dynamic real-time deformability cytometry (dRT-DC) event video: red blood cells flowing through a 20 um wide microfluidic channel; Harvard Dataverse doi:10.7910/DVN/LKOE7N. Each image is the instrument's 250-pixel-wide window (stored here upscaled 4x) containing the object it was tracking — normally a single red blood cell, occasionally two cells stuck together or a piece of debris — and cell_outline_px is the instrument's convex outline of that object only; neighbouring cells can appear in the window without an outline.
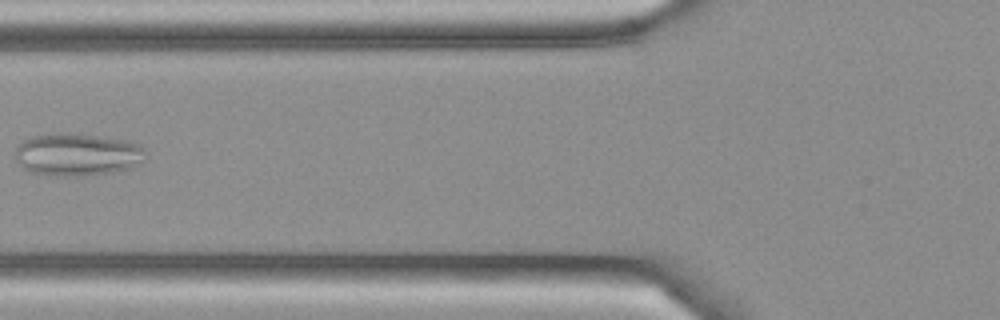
{"species": "Egyptian fruit bat (a non-hibernating species)", "species_latin": "Rousettus aegyptiacus", "temperature_condition": "cold", "stored_images_in_passage": 6, "camera_frame_rate_fps": 3000, "um_per_image_px": 0.085, "frame": {"image": 1, "passage_image": 5, "time_ms": 1.333, "image_size_px": [1000, 320], "cell_outline_px": [[148, 160], [140, 164], [128, 168], [112, 172], [80, 176], [56, 176], [32, 172], [24, 168], [16, 160], [12, 152], [28, 136], [56, 132], [68, 132], [128, 140], [140, 144], [144, 148]], "centroid_in_image_um": [6.58, 13.11], "position_along_channel_um": 119.2, "area_um2": 33.0}}